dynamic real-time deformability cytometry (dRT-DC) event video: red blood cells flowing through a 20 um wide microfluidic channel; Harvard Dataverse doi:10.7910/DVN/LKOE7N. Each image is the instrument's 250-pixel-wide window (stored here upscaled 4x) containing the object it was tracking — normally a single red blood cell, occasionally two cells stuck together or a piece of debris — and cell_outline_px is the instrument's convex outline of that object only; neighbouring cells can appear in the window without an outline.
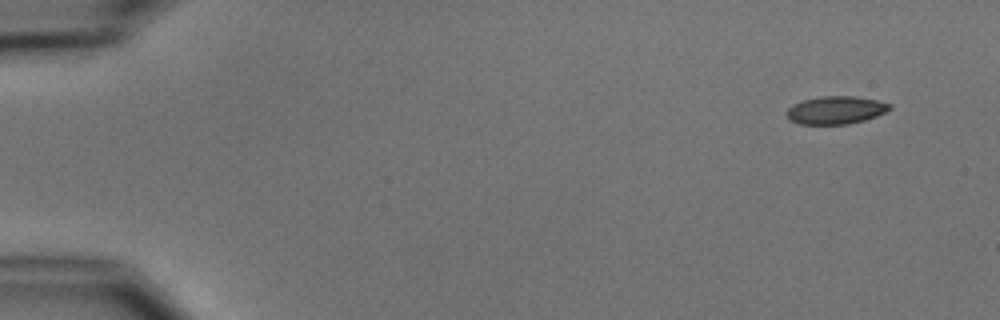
{"species": "common noctule bat (a hibernating species)", "species_latin": "Nyctalus noctula", "temperature_condition": "cold", "stored_images_in_passage": 4, "camera_frame_rate_fps": 3000, "um_per_image_px": 0.085, "animal": {"sex": "male", "body_mass_g": 15.6}, "frame": {"image": 1, "passage_image": 1, "time_ms": 0.0, "image_size_px": [1000, 320], "cell_outline_px": [[892, 108], [876, 116], [864, 120], [848, 124], [800, 124], [788, 120], [784, 112], [792, 104], [804, 100], [824, 96], [856, 96], [876, 100], [892, 104]], "centroid_in_image_um": [71.01, 9.36], "position_along_channel_um": 14.0, "area_um2": 16.82}}